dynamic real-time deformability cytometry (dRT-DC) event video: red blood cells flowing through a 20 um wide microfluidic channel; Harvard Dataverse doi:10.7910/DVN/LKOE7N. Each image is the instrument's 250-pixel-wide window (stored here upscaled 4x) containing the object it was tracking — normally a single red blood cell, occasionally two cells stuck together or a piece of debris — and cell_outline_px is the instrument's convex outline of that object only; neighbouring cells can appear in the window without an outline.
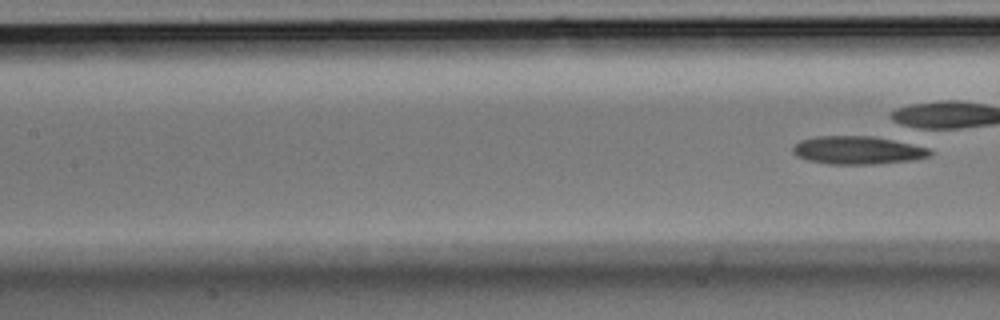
{"species": "Egyptian fruit bat (a non-hibernating species)", "species_latin": "Rousettus aegyptiacus", "temperature_condition": "room temperature", "stored_images_in_passage": 6, "camera_frame_rate_fps": 3000, "um_per_image_px": 0.085, "animal": {"sex": "male"}, "frame": {"image": 1, "passage_image": 6, "time_ms": 1.667, "image_size_px": [1000, 320], "cell_outline_px": [[932, 152], [928, 156], [912, 160], [872, 164], [828, 164], [808, 160], [796, 156], [792, 152], [792, 148], [800, 140], [816, 136], [872, 136], [900, 140], [920, 144], [928, 148]], "centroid_in_image_um": [72.93, 12.75], "position_along_channel_um": 134.5, "area_um2": 22.72}}